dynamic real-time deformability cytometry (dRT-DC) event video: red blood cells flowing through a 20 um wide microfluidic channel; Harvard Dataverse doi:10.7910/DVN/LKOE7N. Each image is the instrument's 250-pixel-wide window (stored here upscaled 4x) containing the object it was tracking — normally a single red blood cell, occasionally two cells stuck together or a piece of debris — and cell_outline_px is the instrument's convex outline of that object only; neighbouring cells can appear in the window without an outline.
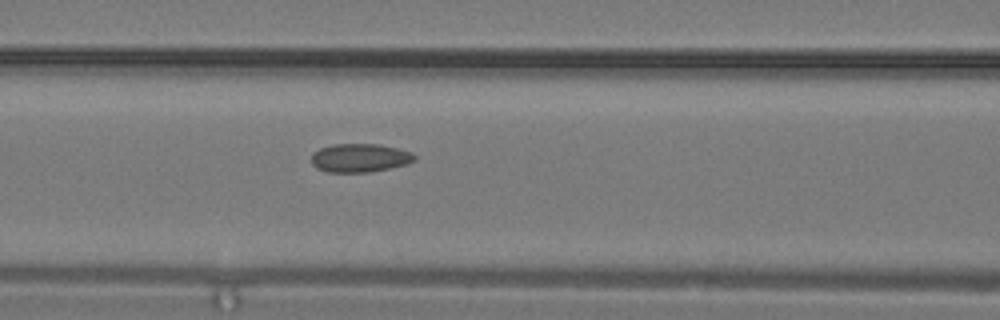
{"species": "common noctule bat (a hibernating species)", "species_latin": "Nyctalus noctula", "temperature_condition": "warm", "stored_images_in_passage": 3, "camera_frame_rate_fps": 3000, "um_per_image_px": 0.085, "animal": {"sex": "male", "body_mass_g": 19.2, "forearm_length_mm": 51.8}, "frame": {"image": 1, "passage_image": 3, "time_ms": 0.667, "image_size_px": [1000, 320], "cell_outline_px": [[416, 160], [408, 164], [368, 172], [328, 172], [316, 168], [312, 164], [312, 152], [320, 148], [332, 144], [380, 144], [412, 152], [416, 156]], "centroid_in_image_um": [30.58, 13.41], "position_along_channel_um": 136.0, "area_um2": 17.22}}